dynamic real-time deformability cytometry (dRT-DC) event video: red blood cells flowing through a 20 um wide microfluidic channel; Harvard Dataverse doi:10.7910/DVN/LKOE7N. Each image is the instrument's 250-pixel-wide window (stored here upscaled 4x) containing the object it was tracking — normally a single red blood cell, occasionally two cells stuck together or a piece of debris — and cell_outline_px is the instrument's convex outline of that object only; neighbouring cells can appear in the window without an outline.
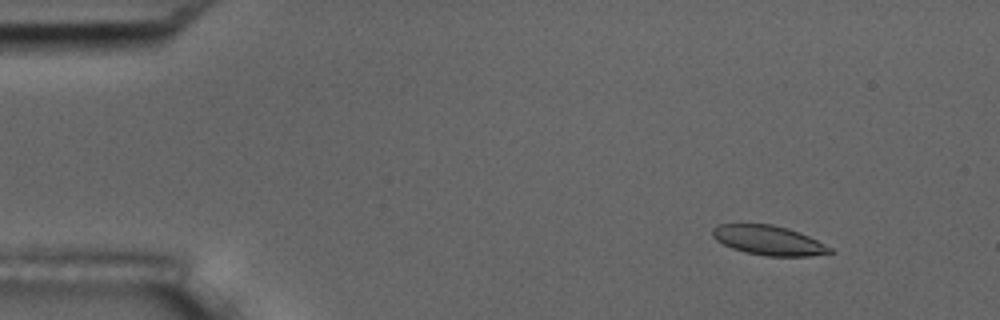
{"species": "common noctule bat (a hibernating species)", "species_latin": "Nyctalus noctula", "temperature_condition": "room temperature", "stored_images_in_passage": 5, "camera_frame_rate_fps": 3000, "um_per_image_px": 0.085, "animal": {"sex": "male", "body_mass_g": 17.5, "forearm_length_mm": 52.3}, "frame": {"image": 1, "passage_image": 2, "time_ms": 1.333, "image_size_px": [1000, 320], "cell_outline_px": [[836, 252], [812, 256], [764, 256], [744, 252], [732, 248], [716, 240], [712, 236], [712, 228], [716, 224], [772, 224], [788, 228], [808, 236], [832, 248]], "centroid_in_image_um": [65.32, 20.43], "position_along_channel_um": 19.7, "area_um2": 20.29}}
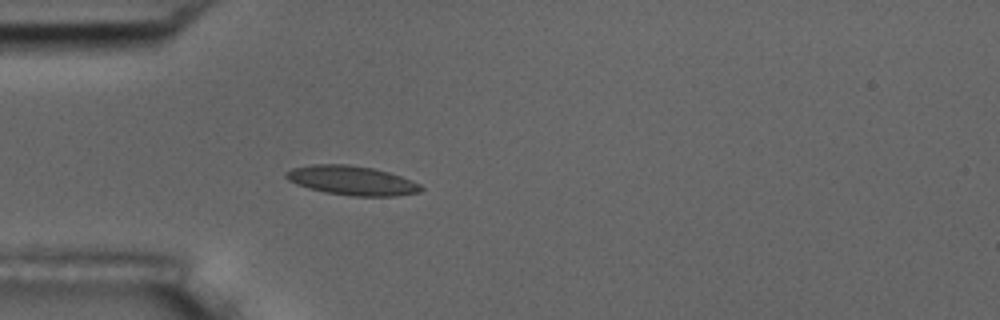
{"frame": {"image": 2, "passage_image": 5, "time_ms": 4.667, "image_size_px": [1000, 320], "cell_outline_px": [[424, 188], [420, 192], [396, 196], [352, 196], [324, 192], [308, 188], [296, 184], [288, 180], [284, 176], [284, 172], [292, 168], [312, 164], [348, 164], [372, 168], [388, 172], [400, 176], [420, 184]], "centroid_in_image_um": [29.88, 15.34], "position_along_channel_um": 55.1, "area_um2": 23.06}}